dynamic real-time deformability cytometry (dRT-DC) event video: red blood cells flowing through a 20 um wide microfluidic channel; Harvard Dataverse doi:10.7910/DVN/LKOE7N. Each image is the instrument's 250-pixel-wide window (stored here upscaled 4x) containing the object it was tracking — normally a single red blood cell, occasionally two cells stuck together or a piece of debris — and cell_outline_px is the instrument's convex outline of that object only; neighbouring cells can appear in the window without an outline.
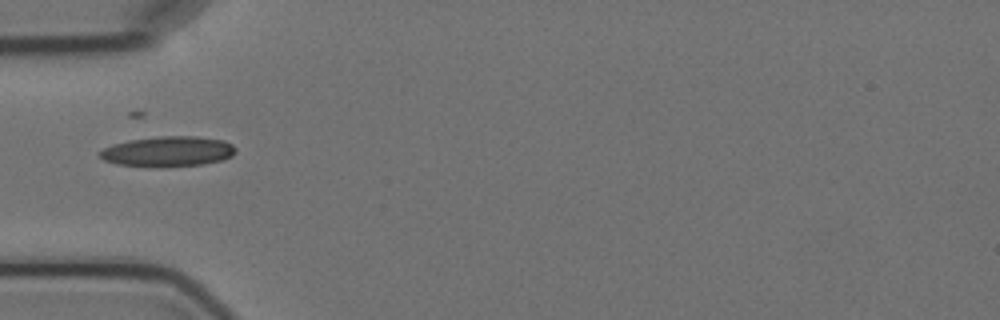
{"species": "Egyptian fruit bat (a non-hibernating species)", "species_latin": "Rousettus aegyptiacus", "temperature_condition": "cold", "stored_images_in_passage": 5, "camera_frame_rate_fps": 3000, "um_per_image_px": 0.085, "animal": {"sex": "female"}, "frame": {"image": 1, "passage_image": 1, "time_ms": 0.0, "image_size_px": [1000, 320], "cell_outline_px": [[236, 152], [232, 156], [220, 160], [204, 164], [156, 168], [152, 168], [116, 164], [104, 160], [100, 156], [100, 152], [104, 148], [112, 144], [128, 140], [160, 136], [196, 136], [224, 140], [232, 144], [236, 148]], "centroid_in_image_um": [14.27, 12.88], "position_along_channel_um": 70.7, "area_um2": 24.28}}
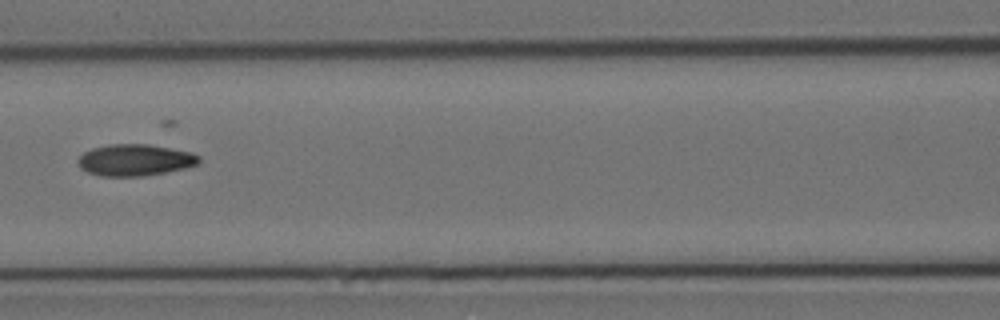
{"frame": {"image": 2, "passage_image": 3, "time_ms": 2.333, "image_size_px": [1000, 320], "cell_outline_px": [[200, 160], [196, 164], [184, 168], [164, 172], [140, 176], [100, 176], [88, 172], [80, 168], [76, 160], [84, 152], [92, 148], [108, 144], [148, 144], [192, 152], [200, 156]], "centroid_in_image_um": [11.44, 13.59], "position_along_channel_um": 155.2, "area_um2": 22.2}}
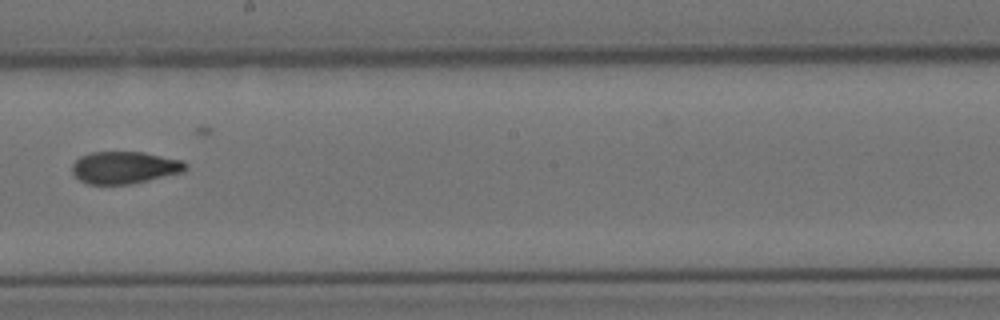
{"frame": {"image": 3, "passage_image": 5, "time_ms": 4.667, "image_size_px": [1000, 320], "cell_outline_px": [[188, 168], [184, 172], [132, 184], [88, 184], [80, 180], [72, 172], [72, 164], [80, 156], [92, 152], [144, 152], [184, 160], [188, 164]], "centroid_in_image_um": [10.64, 14.24], "position_along_channel_um": 237.6, "area_um2": 21.5}}